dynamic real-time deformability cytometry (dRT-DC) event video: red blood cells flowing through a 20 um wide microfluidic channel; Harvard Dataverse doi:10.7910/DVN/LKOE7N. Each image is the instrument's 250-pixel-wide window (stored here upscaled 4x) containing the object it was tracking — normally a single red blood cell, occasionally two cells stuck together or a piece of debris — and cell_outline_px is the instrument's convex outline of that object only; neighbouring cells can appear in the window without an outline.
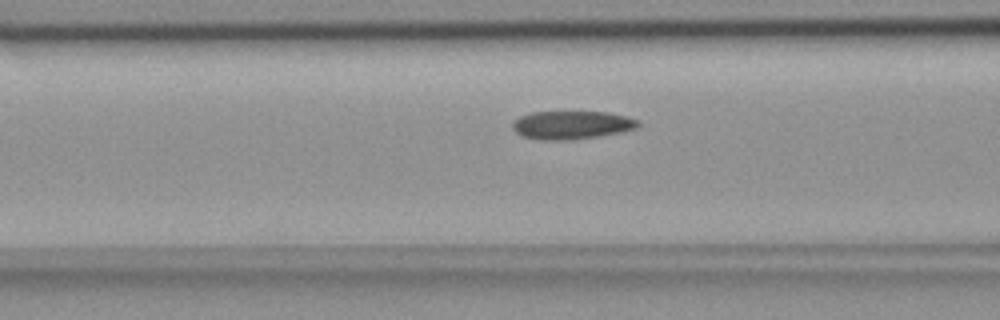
{"species": "common noctule bat (a hibernating species)", "species_latin": "Nyctalus noctula", "temperature_condition": "room temperature", "stored_images_in_passage": 39, "camera_frame_rate_fps": 3000, "um_per_image_px": 0.085, "animal": {"sex": "female", "body_mass_g": 18.4}, "frame": {"image": 1, "passage_image": 5, "time_ms": 1.333, "image_size_px": [1000, 320], "cell_outline_px": [[640, 124], [636, 128], [620, 132], [600, 136], [572, 140], [540, 140], [520, 136], [512, 128], [512, 124], [520, 116], [532, 112], [608, 112], [624, 116], [636, 120]], "centroid_in_image_um": [48.55, 10.64], "position_along_channel_um": 118.0, "area_um2": 20.63}}
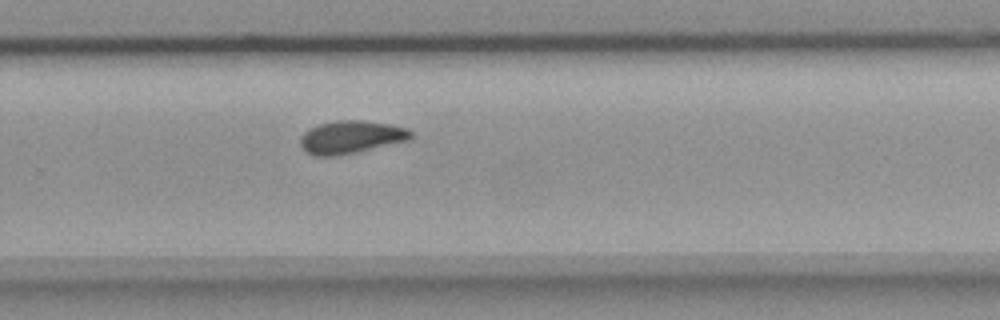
{"frame": {"image": 2, "passage_image": 20, "time_ms": 6.333, "image_size_px": [1000, 320], "cell_outline_px": [[412, 136], [408, 140], [356, 152], [336, 156], [316, 156], [308, 152], [300, 144], [300, 136], [308, 128], [320, 124], [336, 120], [360, 120], [392, 124], [408, 128], [412, 132]], "centroid_in_image_um": [29.83, 11.64], "position_along_channel_um": 300.0, "area_um2": 21.1}}
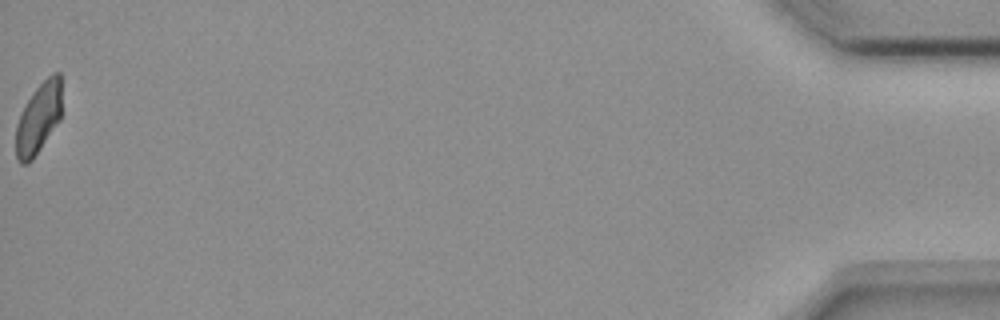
{"frame": {"image": 3, "passage_image": 39, "time_ms": 12.667, "image_size_px": [1000, 320], "cell_outline_px": [[60, 120], [32, 160], [28, 164], [20, 164], [16, 156], [16, 124], [32, 92], [52, 72], [60, 72]], "centroid_in_image_um": [3.26, 10.07], "position_along_channel_um": 431.9, "area_um2": 18.61}, "authors_computed_cell_mechanics": {"area_um2": 20.6346, "velocity_mm_per_s": 3.6521, "shape_relaxation_time_tau1_ms": 9.5933, "shape_relaxation_time_tau2_ms": 4.6416, "deformation_change_tau1": 0.1554, "deformation_change_tau2": 0.0818}}